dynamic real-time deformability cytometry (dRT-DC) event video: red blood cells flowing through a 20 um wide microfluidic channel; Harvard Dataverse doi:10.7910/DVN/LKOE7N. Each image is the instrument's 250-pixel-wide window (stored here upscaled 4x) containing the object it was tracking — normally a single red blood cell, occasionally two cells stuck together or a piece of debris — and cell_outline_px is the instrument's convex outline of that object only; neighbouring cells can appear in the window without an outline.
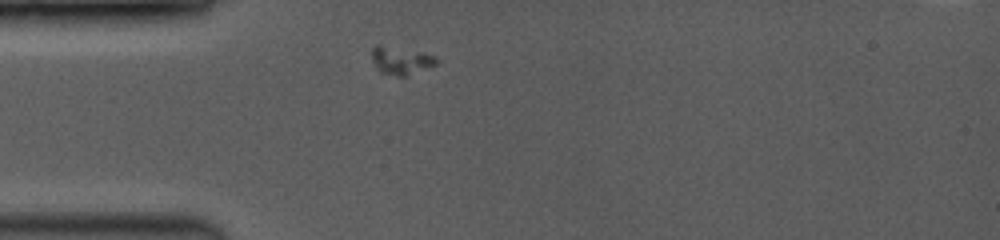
{"species": "common noctule bat (a hibernating species)", "species_latin": "Nyctalus noctula", "temperature_condition": "room temperature", "stored_images_in_passage": 4, "camera_frame_rate_fps": 3500, "um_per_image_px": 0.085, "animal": {"sex": "female", "body_mass_g": 19.0, "forearm_length_mm": 53.3}, "frame": {"image": 1, "passage_image": 1, "time_ms": 0.0, "image_size_px": [1000, 240], "cell_outline_px": [[436, 64], [404, 76], [400, 76], [380, 72], [372, 60], [372, 48], [376, 44], [380, 44], [420, 52], [432, 56], [436, 60]], "centroid_in_image_um": [33.99, 5.12], "position_along_channel_um": 51.0, "area_um2": 10.06}}
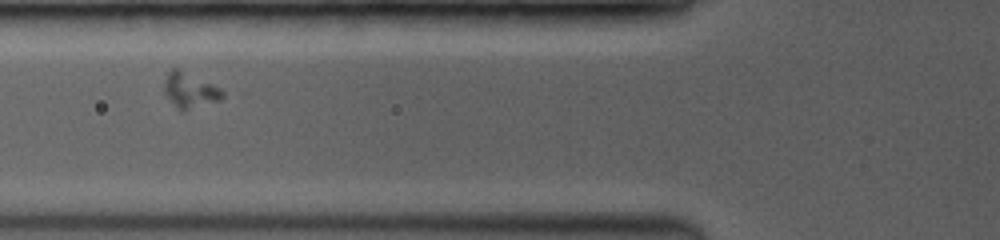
{"frame": {"image": 2, "passage_image": 3, "time_ms": 1.714, "image_size_px": [1000, 240], "cell_outline_px": [[224, 96], [220, 100], [184, 112], [180, 112], [164, 92], [164, 80], [168, 72], [172, 68], [176, 68], [220, 88], [224, 92]], "centroid_in_image_um": [16.13, 7.72], "position_along_channel_um": 109.7, "area_um2": 11.85}}